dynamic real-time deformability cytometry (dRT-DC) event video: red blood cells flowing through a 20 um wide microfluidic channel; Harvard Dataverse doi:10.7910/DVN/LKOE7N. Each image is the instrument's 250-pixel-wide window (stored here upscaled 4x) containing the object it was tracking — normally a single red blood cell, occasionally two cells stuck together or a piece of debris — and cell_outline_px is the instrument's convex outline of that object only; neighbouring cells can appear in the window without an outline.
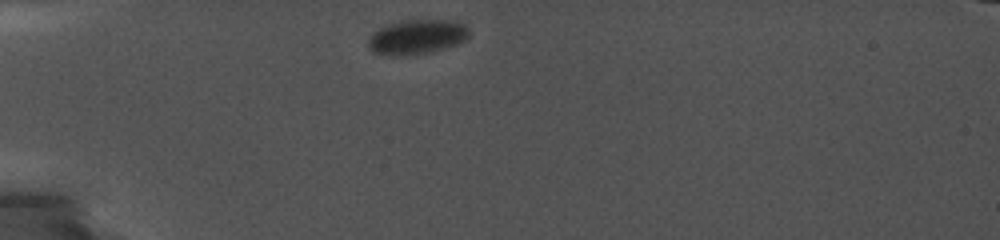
{"species": "common noctule bat (a hibernating species)", "species_latin": "Nyctalus noctula", "temperature_condition": "cold", "stored_images_in_passage": 21, "camera_frame_rate_fps": 5000, "um_per_image_px": 0.085, "animal": {"sex": "female", "body_mass_g": 19.0, "forearm_length_mm": 56.7}, "frame": {"image": 1, "passage_image": 1, "time_ms": 0.0, "image_size_px": [1000, 240], "cell_outline_px": [[468, 36], [464, 40], [456, 44], [444, 48], [412, 56], [400, 56], [372, 52], [368, 48], [368, 36], [372, 32], [388, 24], [400, 20], [456, 20], [464, 24], [468, 28]], "centroid_in_image_um": [35.4, 3.13], "position_along_channel_um": 49.6, "area_um2": 20.52}}
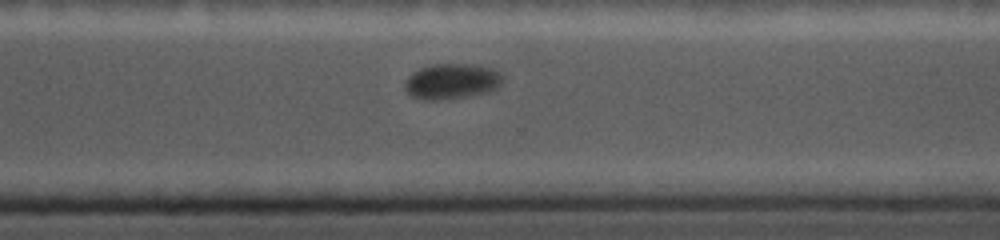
{"frame": {"image": 2, "passage_image": 14, "time_ms": 8.8, "image_size_px": [1000, 240], "cell_outline_px": [[504, 76], [500, 84], [496, 88], [484, 92], [464, 96], [436, 100], [424, 100], [412, 96], [404, 88], [404, 84], [408, 76], [412, 72], [420, 68], [436, 64], [476, 64], [492, 68], [500, 72]], "centroid_in_image_um": [38.38, 6.89], "position_along_channel_um": 332.2, "area_um2": 20.06}}
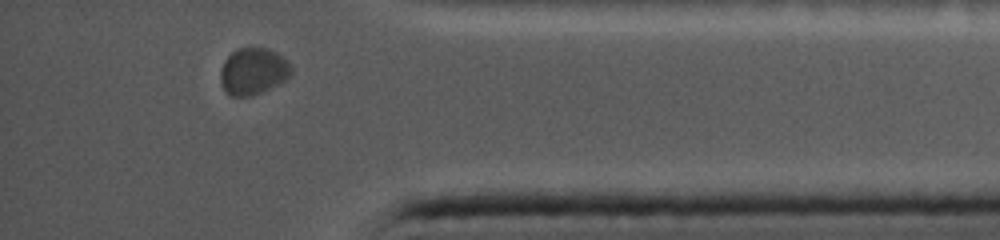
{"frame": {"image": 3, "passage_image": 19, "time_ms": 11.2, "image_size_px": [1000, 240], "cell_outline_px": [[292, 72], [284, 80], [252, 96], [232, 96], [224, 88], [220, 80], [220, 72], [224, 60], [236, 48], [268, 48], [276, 52], [288, 60], [292, 68]], "centroid_in_image_um": [21.52, 6.03], "position_along_channel_um": 413.7, "area_um2": 19.07}}